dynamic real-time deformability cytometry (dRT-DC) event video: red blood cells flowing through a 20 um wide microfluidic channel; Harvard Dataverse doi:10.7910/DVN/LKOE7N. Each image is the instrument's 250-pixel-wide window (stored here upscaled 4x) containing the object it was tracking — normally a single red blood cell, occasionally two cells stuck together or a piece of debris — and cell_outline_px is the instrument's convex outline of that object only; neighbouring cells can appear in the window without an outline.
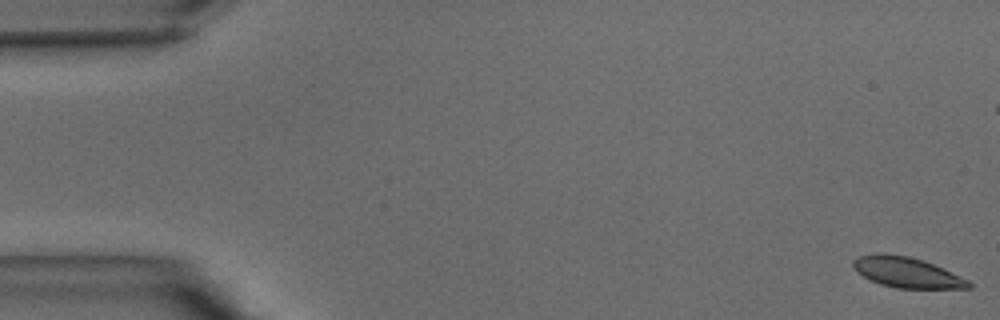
{"species": "common noctule bat (a hibernating species)", "species_latin": "Nyctalus noctula", "temperature_condition": "warm", "stored_images_in_passage": 41, "camera_frame_rate_fps": 3000, "um_per_image_px": 0.085, "animal": {"sex": "male", "body_mass_g": 15.6}, "frame": {"image": 1, "passage_image": 1, "time_ms": 0.0, "image_size_px": [1000, 320], "cell_outline_px": [[972, 288], [896, 288], [880, 284], [856, 272], [852, 264], [852, 260], [860, 256], [880, 252], [884, 252], [908, 256], [924, 260], [968, 280], [972, 284]], "centroid_in_image_um": [77.04, 23.14], "position_along_channel_um": 8.0, "area_um2": 20.4}}
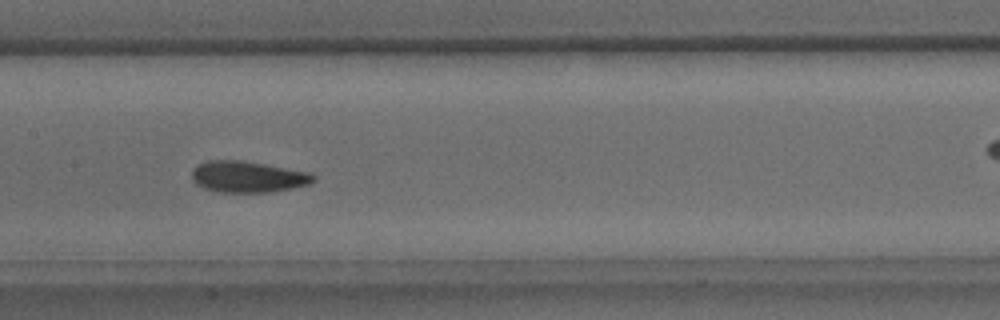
{"frame": {"image": 2, "passage_image": 20, "time_ms": 6.333, "image_size_px": [1000, 320], "cell_outline_px": [[316, 180], [308, 184], [268, 192], [220, 192], [204, 188], [196, 184], [192, 176], [192, 168], [208, 160], [240, 160], [264, 164], [308, 172], [316, 176]], "centroid_in_image_um": [21.03, 15.02], "position_along_channel_um": 186.4, "area_um2": 21.85}}
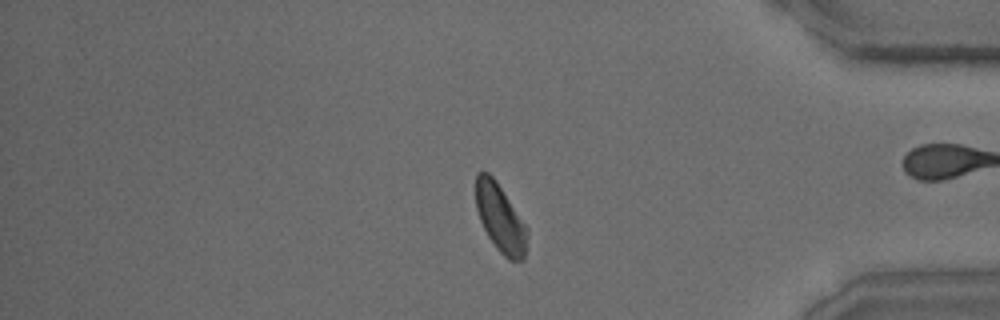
{"frame": {"image": 3, "passage_image": 34, "time_ms": 11.0, "image_size_px": [1000, 320], "cell_outline_px": [[528, 236], [524, 260], [508, 260], [496, 248], [488, 236], [480, 220], [476, 208], [476, 172], [488, 172], [496, 180], [528, 228]], "centroid_in_image_um": [42.54, 18.55], "position_along_channel_um": 392.7, "area_um2": 20.35}}